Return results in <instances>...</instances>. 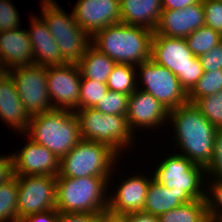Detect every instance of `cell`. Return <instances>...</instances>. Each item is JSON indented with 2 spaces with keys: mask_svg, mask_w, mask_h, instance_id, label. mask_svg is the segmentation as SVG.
<instances>
[{
  "mask_svg": "<svg viewBox=\"0 0 222 222\" xmlns=\"http://www.w3.org/2000/svg\"><path fill=\"white\" fill-rule=\"evenodd\" d=\"M168 118L173 122L175 145L180 147L181 155L207 168L212 162L218 128L190 102L170 110Z\"/></svg>",
  "mask_w": 222,
  "mask_h": 222,
  "instance_id": "cell-1",
  "label": "cell"
},
{
  "mask_svg": "<svg viewBox=\"0 0 222 222\" xmlns=\"http://www.w3.org/2000/svg\"><path fill=\"white\" fill-rule=\"evenodd\" d=\"M154 32L123 22L97 31L91 44L115 63L139 65L151 59V43Z\"/></svg>",
  "mask_w": 222,
  "mask_h": 222,
  "instance_id": "cell-2",
  "label": "cell"
},
{
  "mask_svg": "<svg viewBox=\"0 0 222 222\" xmlns=\"http://www.w3.org/2000/svg\"><path fill=\"white\" fill-rule=\"evenodd\" d=\"M26 133L27 137L45 146L59 159L81 140L78 117L70 110L53 109L32 115Z\"/></svg>",
  "mask_w": 222,
  "mask_h": 222,
  "instance_id": "cell-3",
  "label": "cell"
},
{
  "mask_svg": "<svg viewBox=\"0 0 222 222\" xmlns=\"http://www.w3.org/2000/svg\"><path fill=\"white\" fill-rule=\"evenodd\" d=\"M111 177L71 178L56 176V203L59 213H104L108 210V182Z\"/></svg>",
  "mask_w": 222,
  "mask_h": 222,
  "instance_id": "cell-4",
  "label": "cell"
},
{
  "mask_svg": "<svg viewBox=\"0 0 222 222\" xmlns=\"http://www.w3.org/2000/svg\"><path fill=\"white\" fill-rule=\"evenodd\" d=\"M41 19L55 39L66 63L78 64L91 45L92 37L83 30L54 0L41 1Z\"/></svg>",
  "mask_w": 222,
  "mask_h": 222,
  "instance_id": "cell-5",
  "label": "cell"
},
{
  "mask_svg": "<svg viewBox=\"0 0 222 222\" xmlns=\"http://www.w3.org/2000/svg\"><path fill=\"white\" fill-rule=\"evenodd\" d=\"M151 59L172 71L187 94L204 73L199 58L192 54L183 38L153 34Z\"/></svg>",
  "mask_w": 222,
  "mask_h": 222,
  "instance_id": "cell-6",
  "label": "cell"
},
{
  "mask_svg": "<svg viewBox=\"0 0 222 222\" xmlns=\"http://www.w3.org/2000/svg\"><path fill=\"white\" fill-rule=\"evenodd\" d=\"M118 157L119 155L106 144L81 139L69 153L60 159L58 176L110 177L112 167L115 166Z\"/></svg>",
  "mask_w": 222,
  "mask_h": 222,
  "instance_id": "cell-7",
  "label": "cell"
},
{
  "mask_svg": "<svg viewBox=\"0 0 222 222\" xmlns=\"http://www.w3.org/2000/svg\"><path fill=\"white\" fill-rule=\"evenodd\" d=\"M75 114L81 139L106 144L120 157L122 148H127L135 139L126 116L103 114L95 108L76 110Z\"/></svg>",
  "mask_w": 222,
  "mask_h": 222,
  "instance_id": "cell-8",
  "label": "cell"
},
{
  "mask_svg": "<svg viewBox=\"0 0 222 222\" xmlns=\"http://www.w3.org/2000/svg\"><path fill=\"white\" fill-rule=\"evenodd\" d=\"M206 168L193 163L189 158L178 154L168 156L159 163L154 171L153 179L176 192H186L193 200L206 199V191L202 186Z\"/></svg>",
  "mask_w": 222,
  "mask_h": 222,
  "instance_id": "cell-9",
  "label": "cell"
},
{
  "mask_svg": "<svg viewBox=\"0 0 222 222\" xmlns=\"http://www.w3.org/2000/svg\"><path fill=\"white\" fill-rule=\"evenodd\" d=\"M139 68L137 78H141L144 89L140 90L152 94L167 110H174L188 102V94L181 87L177 76L152 59L136 65ZM143 81V82H142Z\"/></svg>",
  "mask_w": 222,
  "mask_h": 222,
  "instance_id": "cell-10",
  "label": "cell"
},
{
  "mask_svg": "<svg viewBox=\"0 0 222 222\" xmlns=\"http://www.w3.org/2000/svg\"><path fill=\"white\" fill-rule=\"evenodd\" d=\"M17 93L30 116L53 110L47 88V67L19 66L9 70Z\"/></svg>",
  "mask_w": 222,
  "mask_h": 222,
  "instance_id": "cell-11",
  "label": "cell"
},
{
  "mask_svg": "<svg viewBox=\"0 0 222 222\" xmlns=\"http://www.w3.org/2000/svg\"><path fill=\"white\" fill-rule=\"evenodd\" d=\"M18 218H26L55 208L56 176H17Z\"/></svg>",
  "mask_w": 222,
  "mask_h": 222,
  "instance_id": "cell-12",
  "label": "cell"
},
{
  "mask_svg": "<svg viewBox=\"0 0 222 222\" xmlns=\"http://www.w3.org/2000/svg\"><path fill=\"white\" fill-rule=\"evenodd\" d=\"M81 73L77 64L47 67V88L53 109L79 110ZM54 100V101H53ZM73 109V110H72Z\"/></svg>",
  "mask_w": 222,
  "mask_h": 222,
  "instance_id": "cell-13",
  "label": "cell"
},
{
  "mask_svg": "<svg viewBox=\"0 0 222 222\" xmlns=\"http://www.w3.org/2000/svg\"><path fill=\"white\" fill-rule=\"evenodd\" d=\"M72 12L91 37L102 28L121 22L120 0H78Z\"/></svg>",
  "mask_w": 222,
  "mask_h": 222,
  "instance_id": "cell-14",
  "label": "cell"
},
{
  "mask_svg": "<svg viewBox=\"0 0 222 222\" xmlns=\"http://www.w3.org/2000/svg\"><path fill=\"white\" fill-rule=\"evenodd\" d=\"M28 143L19 153L13 155L14 175H52L60 170V159L45 146L39 145L28 137Z\"/></svg>",
  "mask_w": 222,
  "mask_h": 222,
  "instance_id": "cell-15",
  "label": "cell"
},
{
  "mask_svg": "<svg viewBox=\"0 0 222 222\" xmlns=\"http://www.w3.org/2000/svg\"><path fill=\"white\" fill-rule=\"evenodd\" d=\"M137 88L128 99L127 123L133 133V129L160 127L169 120L167 110L152 94ZM159 125V126H158ZM137 127V128H135Z\"/></svg>",
  "mask_w": 222,
  "mask_h": 222,
  "instance_id": "cell-16",
  "label": "cell"
},
{
  "mask_svg": "<svg viewBox=\"0 0 222 222\" xmlns=\"http://www.w3.org/2000/svg\"><path fill=\"white\" fill-rule=\"evenodd\" d=\"M202 26H205V14L201 0L183 9H163L154 34L185 39Z\"/></svg>",
  "mask_w": 222,
  "mask_h": 222,
  "instance_id": "cell-17",
  "label": "cell"
},
{
  "mask_svg": "<svg viewBox=\"0 0 222 222\" xmlns=\"http://www.w3.org/2000/svg\"><path fill=\"white\" fill-rule=\"evenodd\" d=\"M151 178L139 175L128 177L117 187V191L108 196V212L115 215L143 211L145 197Z\"/></svg>",
  "mask_w": 222,
  "mask_h": 222,
  "instance_id": "cell-18",
  "label": "cell"
},
{
  "mask_svg": "<svg viewBox=\"0 0 222 222\" xmlns=\"http://www.w3.org/2000/svg\"><path fill=\"white\" fill-rule=\"evenodd\" d=\"M0 32V62L8 69L33 65V48L26 30Z\"/></svg>",
  "mask_w": 222,
  "mask_h": 222,
  "instance_id": "cell-19",
  "label": "cell"
},
{
  "mask_svg": "<svg viewBox=\"0 0 222 222\" xmlns=\"http://www.w3.org/2000/svg\"><path fill=\"white\" fill-rule=\"evenodd\" d=\"M30 21L31 28L27 33L33 48V64L44 67L66 64L44 21L37 16H32Z\"/></svg>",
  "mask_w": 222,
  "mask_h": 222,
  "instance_id": "cell-20",
  "label": "cell"
},
{
  "mask_svg": "<svg viewBox=\"0 0 222 222\" xmlns=\"http://www.w3.org/2000/svg\"><path fill=\"white\" fill-rule=\"evenodd\" d=\"M30 115L25 110L17 93L15 83L10 75L0 82V119L6 125L20 131L21 134L28 131Z\"/></svg>",
  "mask_w": 222,
  "mask_h": 222,
  "instance_id": "cell-21",
  "label": "cell"
},
{
  "mask_svg": "<svg viewBox=\"0 0 222 222\" xmlns=\"http://www.w3.org/2000/svg\"><path fill=\"white\" fill-rule=\"evenodd\" d=\"M121 22L155 31L163 11L161 0H120Z\"/></svg>",
  "mask_w": 222,
  "mask_h": 222,
  "instance_id": "cell-22",
  "label": "cell"
},
{
  "mask_svg": "<svg viewBox=\"0 0 222 222\" xmlns=\"http://www.w3.org/2000/svg\"><path fill=\"white\" fill-rule=\"evenodd\" d=\"M193 199L186 192H176L153 179L145 197L143 212L159 216L167 211L191 202Z\"/></svg>",
  "mask_w": 222,
  "mask_h": 222,
  "instance_id": "cell-23",
  "label": "cell"
},
{
  "mask_svg": "<svg viewBox=\"0 0 222 222\" xmlns=\"http://www.w3.org/2000/svg\"><path fill=\"white\" fill-rule=\"evenodd\" d=\"M115 64L111 58L91 44L77 65L82 78L107 83Z\"/></svg>",
  "mask_w": 222,
  "mask_h": 222,
  "instance_id": "cell-24",
  "label": "cell"
},
{
  "mask_svg": "<svg viewBox=\"0 0 222 222\" xmlns=\"http://www.w3.org/2000/svg\"><path fill=\"white\" fill-rule=\"evenodd\" d=\"M159 222H208L206 199L192 200L158 216Z\"/></svg>",
  "mask_w": 222,
  "mask_h": 222,
  "instance_id": "cell-25",
  "label": "cell"
},
{
  "mask_svg": "<svg viewBox=\"0 0 222 222\" xmlns=\"http://www.w3.org/2000/svg\"><path fill=\"white\" fill-rule=\"evenodd\" d=\"M135 72L136 66L116 63L107 81L108 89L131 95L138 87H140L137 84L139 81L136 79L137 73Z\"/></svg>",
  "mask_w": 222,
  "mask_h": 222,
  "instance_id": "cell-26",
  "label": "cell"
},
{
  "mask_svg": "<svg viewBox=\"0 0 222 222\" xmlns=\"http://www.w3.org/2000/svg\"><path fill=\"white\" fill-rule=\"evenodd\" d=\"M18 179L14 175L0 184V222H15L18 219Z\"/></svg>",
  "mask_w": 222,
  "mask_h": 222,
  "instance_id": "cell-27",
  "label": "cell"
},
{
  "mask_svg": "<svg viewBox=\"0 0 222 222\" xmlns=\"http://www.w3.org/2000/svg\"><path fill=\"white\" fill-rule=\"evenodd\" d=\"M185 39L192 54L199 57L217 46L222 41V35L211 27L202 26Z\"/></svg>",
  "mask_w": 222,
  "mask_h": 222,
  "instance_id": "cell-28",
  "label": "cell"
},
{
  "mask_svg": "<svg viewBox=\"0 0 222 222\" xmlns=\"http://www.w3.org/2000/svg\"><path fill=\"white\" fill-rule=\"evenodd\" d=\"M222 90V69L204 72L197 84L188 93V102L194 103L198 98L213 95Z\"/></svg>",
  "mask_w": 222,
  "mask_h": 222,
  "instance_id": "cell-29",
  "label": "cell"
},
{
  "mask_svg": "<svg viewBox=\"0 0 222 222\" xmlns=\"http://www.w3.org/2000/svg\"><path fill=\"white\" fill-rule=\"evenodd\" d=\"M107 83L82 78L79 96V110L93 108L108 92Z\"/></svg>",
  "mask_w": 222,
  "mask_h": 222,
  "instance_id": "cell-30",
  "label": "cell"
},
{
  "mask_svg": "<svg viewBox=\"0 0 222 222\" xmlns=\"http://www.w3.org/2000/svg\"><path fill=\"white\" fill-rule=\"evenodd\" d=\"M193 104L213 126L222 128V90L213 95L198 98Z\"/></svg>",
  "mask_w": 222,
  "mask_h": 222,
  "instance_id": "cell-31",
  "label": "cell"
},
{
  "mask_svg": "<svg viewBox=\"0 0 222 222\" xmlns=\"http://www.w3.org/2000/svg\"><path fill=\"white\" fill-rule=\"evenodd\" d=\"M130 95L108 90L93 108L103 114L126 116L128 111V99Z\"/></svg>",
  "mask_w": 222,
  "mask_h": 222,
  "instance_id": "cell-32",
  "label": "cell"
},
{
  "mask_svg": "<svg viewBox=\"0 0 222 222\" xmlns=\"http://www.w3.org/2000/svg\"><path fill=\"white\" fill-rule=\"evenodd\" d=\"M202 3L205 26L211 27L222 35V0H202Z\"/></svg>",
  "mask_w": 222,
  "mask_h": 222,
  "instance_id": "cell-33",
  "label": "cell"
},
{
  "mask_svg": "<svg viewBox=\"0 0 222 222\" xmlns=\"http://www.w3.org/2000/svg\"><path fill=\"white\" fill-rule=\"evenodd\" d=\"M210 184L211 191L209 190V193L208 191L206 192L208 214L209 217L222 220V179H213Z\"/></svg>",
  "mask_w": 222,
  "mask_h": 222,
  "instance_id": "cell-34",
  "label": "cell"
},
{
  "mask_svg": "<svg viewBox=\"0 0 222 222\" xmlns=\"http://www.w3.org/2000/svg\"><path fill=\"white\" fill-rule=\"evenodd\" d=\"M18 13L10 0H0V32L21 27Z\"/></svg>",
  "mask_w": 222,
  "mask_h": 222,
  "instance_id": "cell-35",
  "label": "cell"
},
{
  "mask_svg": "<svg viewBox=\"0 0 222 222\" xmlns=\"http://www.w3.org/2000/svg\"><path fill=\"white\" fill-rule=\"evenodd\" d=\"M206 172L215 179H222V128L216 133L212 162L206 168Z\"/></svg>",
  "mask_w": 222,
  "mask_h": 222,
  "instance_id": "cell-36",
  "label": "cell"
},
{
  "mask_svg": "<svg viewBox=\"0 0 222 222\" xmlns=\"http://www.w3.org/2000/svg\"><path fill=\"white\" fill-rule=\"evenodd\" d=\"M198 58L204 72L222 69V41L209 52L202 54Z\"/></svg>",
  "mask_w": 222,
  "mask_h": 222,
  "instance_id": "cell-37",
  "label": "cell"
},
{
  "mask_svg": "<svg viewBox=\"0 0 222 222\" xmlns=\"http://www.w3.org/2000/svg\"><path fill=\"white\" fill-rule=\"evenodd\" d=\"M59 211L54 208L46 212L29 215L26 218H18L15 222H58Z\"/></svg>",
  "mask_w": 222,
  "mask_h": 222,
  "instance_id": "cell-38",
  "label": "cell"
},
{
  "mask_svg": "<svg viewBox=\"0 0 222 222\" xmlns=\"http://www.w3.org/2000/svg\"><path fill=\"white\" fill-rule=\"evenodd\" d=\"M101 213H59L58 222H96Z\"/></svg>",
  "mask_w": 222,
  "mask_h": 222,
  "instance_id": "cell-39",
  "label": "cell"
},
{
  "mask_svg": "<svg viewBox=\"0 0 222 222\" xmlns=\"http://www.w3.org/2000/svg\"><path fill=\"white\" fill-rule=\"evenodd\" d=\"M14 176L13 155H0V184Z\"/></svg>",
  "mask_w": 222,
  "mask_h": 222,
  "instance_id": "cell-40",
  "label": "cell"
},
{
  "mask_svg": "<svg viewBox=\"0 0 222 222\" xmlns=\"http://www.w3.org/2000/svg\"><path fill=\"white\" fill-rule=\"evenodd\" d=\"M123 222H159L158 216L138 211L122 215Z\"/></svg>",
  "mask_w": 222,
  "mask_h": 222,
  "instance_id": "cell-41",
  "label": "cell"
},
{
  "mask_svg": "<svg viewBox=\"0 0 222 222\" xmlns=\"http://www.w3.org/2000/svg\"><path fill=\"white\" fill-rule=\"evenodd\" d=\"M201 0H161L162 8L168 10L183 9L187 6L197 4Z\"/></svg>",
  "mask_w": 222,
  "mask_h": 222,
  "instance_id": "cell-42",
  "label": "cell"
},
{
  "mask_svg": "<svg viewBox=\"0 0 222 222\" xmlns=\"http://www.w3.org/2000/svg\"><path fill=\"white\" fill-rule=\"evenodd\" d=\"M96 222H123V220H122V216L111 214L108 211H106L104 213H101L97 217Z\"/></svg>",
  "mask_w": 222,
  "mask_h": 222,
  "instance_id": "cell-43",
  "label": "cell"
},
{
  "mask_svg": "<svg viewBox=\"0 0 222 222\" xmlns=\"http://www.w3.org/2000/svg\"><path fill=\"white\" fill-rule=\"evenodd\" d=\"M9 75V70L0 62V82Z\"/></svg>",
  "mask_w": 222,
  "mask_h": 222,
  "instance_id": "cell-44",
  "label": "cell"
},
{
  "mask_svg": "<svg viewBox=\"0 0 222 222\" xmlns=\"http://www.w3.org/2000/svg\"><path fill=\"white\" fill-rule=\"evenodd\" d=\"M208 222H222V220L221 219H216V218H213V217H209Z\"/></svg>",
  "mask_w": 222,
  "mask_h": 222,
  "instance_id": "cell-45",
  "label": "cell"
}]
</instances>
